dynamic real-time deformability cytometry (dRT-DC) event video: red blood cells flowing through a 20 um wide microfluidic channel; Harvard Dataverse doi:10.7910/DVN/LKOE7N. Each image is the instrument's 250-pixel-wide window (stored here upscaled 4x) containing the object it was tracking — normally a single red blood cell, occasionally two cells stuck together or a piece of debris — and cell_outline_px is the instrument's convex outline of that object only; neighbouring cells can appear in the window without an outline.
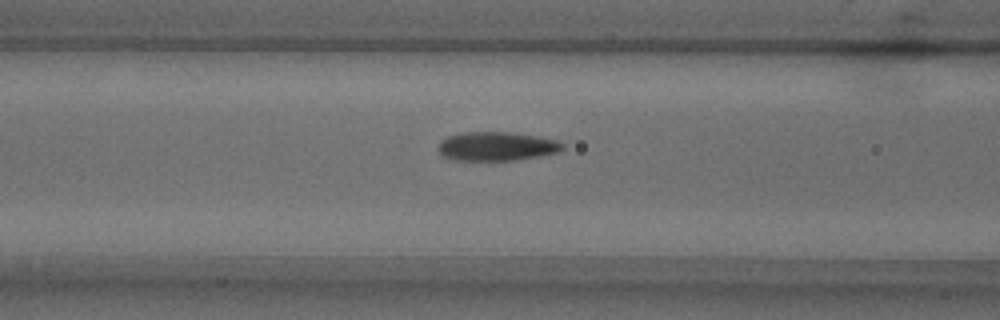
{"species": "common noctule bat (a hibernating species)", "species_latin": "Nyctalus noctula", "temperature_condition": "warm", "stored_images_in_passage": 31, "camera_frame_rate_fps": 3000, "um_per_image_px": 0.085, "animal": {"sex": "male", "body_mass_g": 18.8}, "frame": {"image": 1, "passage_image": 9, "time_ms": 2.667, "image_size_px": [1000, 320], "cell_outline_px": [[564, 148], [560, 152], [540, 156], [516, 160], [448, 160], [440, 152], [440, 140], [448, 136], [464, 132], [512, 132], [560, 140], [564, 144]], "centroid_in_image_um": [42.26, 12.43], "position_along_channel_um": 124.3, "area_um2": 21.1}}
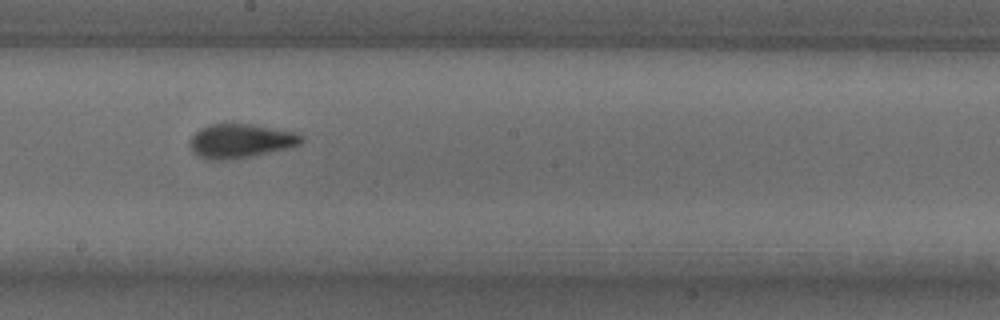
{"frame": {"image": 2, "passage_image": 17, "time_ms": 5.333, "image_size_px": [1000, 320], "cell_outline_px": [[304, 140], [300, 144], [292, 148], [252, 156], [228, 160], [208, 160], [192, 152], [188, 144], [188, 140], [200, 128], [208, 124], [256, 124], [300, 132], [304, 136]], "centroid_in_image_um": [20.5, 11.97], "position_along_channel_um": 227.7, "area_um2": 22.83}}
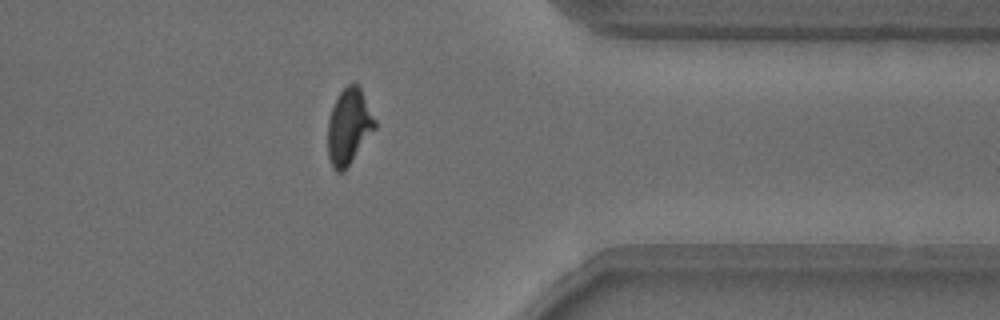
{"frame": {"image": 3, "passage_image": 30, "time_ms": 9.667, "image_size_px": [1000, 320], "cell_outline_px": [[376, 128], [344, 172], [336, 172], [332, 168], [328, 160], [328, 120], [332, 108], [340, 92], [348, 84], [356, 84], [360, 88], [376, 120]], "centroid_in_image_um": [29.65, 10.81], "position_along_channel_um": 381.8, "area_um2": 20.75}}